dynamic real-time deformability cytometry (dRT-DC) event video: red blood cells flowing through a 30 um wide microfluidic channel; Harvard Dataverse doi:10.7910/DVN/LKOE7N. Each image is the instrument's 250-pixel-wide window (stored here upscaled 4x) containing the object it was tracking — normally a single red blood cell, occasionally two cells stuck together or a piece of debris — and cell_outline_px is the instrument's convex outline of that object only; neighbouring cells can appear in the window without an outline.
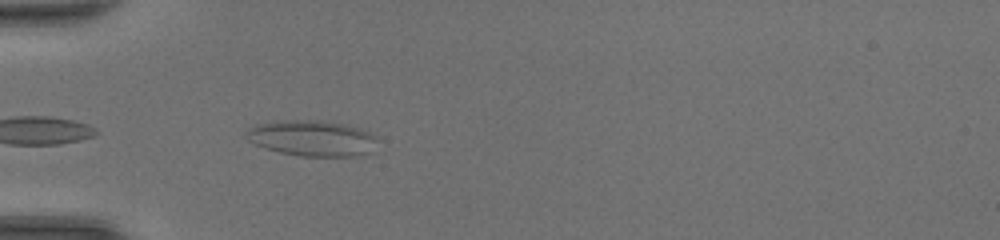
{"species": "common noctule bat (a hibernating species)", "species_latin": "Nyctalus noctula", "temperature_condition": "room temperature", "stored_images_in_passage": 5, "camera_frame_rate_fps": 3000, "um_per_image_px": 0.085, "animal": {"sex": "female", "body_mass_g": 20.0, "forearm_length_mm": 54.0}, "frame": {"image": 1, "passage_image": 2, "time_ms": 0.333, "image_size_px": [1000, 240], "cell_outline_px": [[376, 136], [372, 152], [352, 156], [300, 156], [280, 152], [264, 148], [248, 140], [244, 136], [244, 132], [248, 128], [256, 124], [284, 120], [320, 120], [344, 124], [360, 128]], "centroid_in_image_um": [26.48, 11.74], "position_along_channel_um": 58.5, "area_um2": 27.34}}